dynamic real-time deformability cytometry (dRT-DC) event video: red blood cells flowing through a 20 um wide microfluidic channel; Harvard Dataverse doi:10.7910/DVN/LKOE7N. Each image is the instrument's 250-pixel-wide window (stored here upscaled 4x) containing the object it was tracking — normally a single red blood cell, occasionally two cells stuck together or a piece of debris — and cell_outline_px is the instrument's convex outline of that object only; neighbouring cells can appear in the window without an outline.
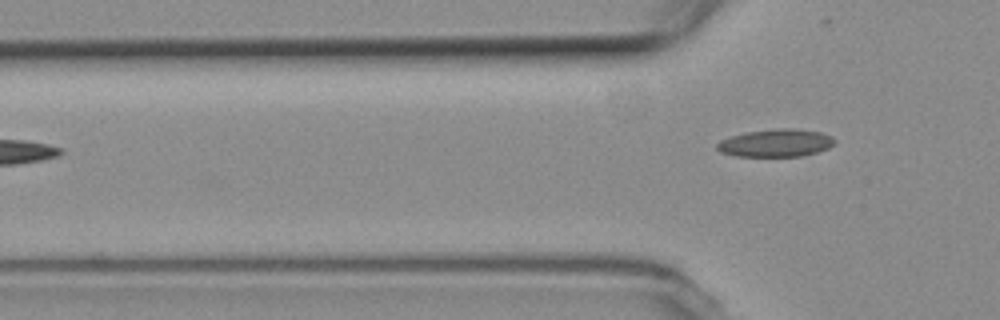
{"species": "common noctule bat (a hibernating species)", "species_latin": "Nyctalus noctula", "temperature_condition": "room temperature", "stored_images_in_passage": 5, "segment_of_instrument_passage": [2, 2], "camera_frame_rate_fps": 3000, "um_per_image_px": 0.085, "animal": {"sex": "female", "body_mass_g": 19.3, "forearm_length_mm": 54.1}, "frame": {"image": 1, "passage_image": 5, "time_ms": 5.667, "image_size_px": [1000, 320], "cell_outline_px": [[836, 140], [828, 148], [816, 152], [800, 156], [736, 156], [720, 152], [716, 148], [716, 144], [720, 140], [732, 136], [748, 132], [776, 128], [796, 128], [820, 132], [832, 136]], "centroid_in_image_um": [65.94, 12.15], "position_along_channel_um": 59.9, "area_um2": 18.9}}